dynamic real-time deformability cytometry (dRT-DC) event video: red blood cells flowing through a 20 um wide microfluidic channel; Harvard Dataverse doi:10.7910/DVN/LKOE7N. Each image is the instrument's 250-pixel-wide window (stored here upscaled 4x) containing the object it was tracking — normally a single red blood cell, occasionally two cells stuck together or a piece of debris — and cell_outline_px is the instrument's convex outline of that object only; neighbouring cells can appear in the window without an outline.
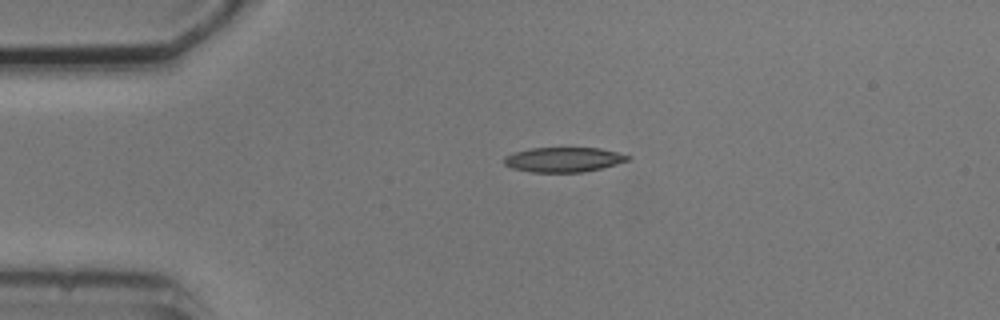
{"species": "common noctule bat (a hibernating species)", "species_latin": "Nyctalus noctula", "temperature_condition": "cold", "stored_images_in_passage": 2, "camera_frame_rate_fps": 3000, "um_per_image_px": 0.085, "animal": {"sex": "male", "body_mass_g": 20.5, "forearm_length_mm": 52.5}, "frame": {"image": 1, "passage_image": 1, "time_ms": 0.0, "image_size_px": [1000, 320], "cell_outline_px": [[632, 156], [628, 160], [616, 164], [600, 168], [580, 172], [532, 172], [512, 168], [504, 164], [504, 156], [512, 152], [528, 148], [600, 148]], "centroid_in_image_um": [47.85, 13.56], "position_along_channel_um": 37.1, "area_um2": 17.8}}